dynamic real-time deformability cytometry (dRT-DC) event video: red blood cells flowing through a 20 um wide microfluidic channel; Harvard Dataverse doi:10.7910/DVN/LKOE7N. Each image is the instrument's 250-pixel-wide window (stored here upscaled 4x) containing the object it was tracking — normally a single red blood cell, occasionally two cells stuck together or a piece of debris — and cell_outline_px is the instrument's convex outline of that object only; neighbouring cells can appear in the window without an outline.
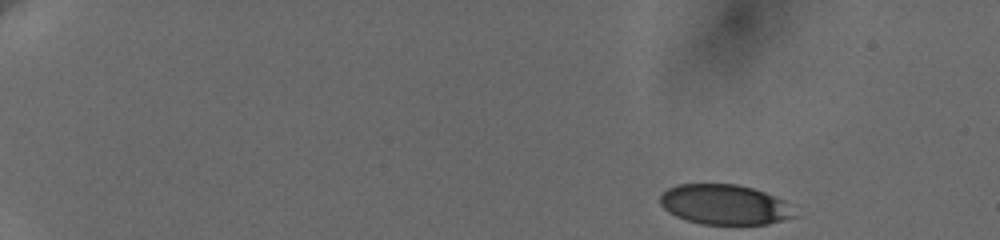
{"species": "human", "species_latin": "Homo sapiens", "temperature_condition": "cold", "stored_images_in_passage": 52, "camera_frame_rate_fps": 3000, "um_per_image_px": 0.085, "donor": {"sex": "female"}, "frame": {"image": 1, "passage_image": 1, "time_ms": 0.0, "image_size_px": [1000, 240], "cell_outline_px": [[800, 216], [768, 224], [700, 224], [676, 216], [664, 208], [660, 204], [660, 196], [668, 188], [680, 184], [736, 184], [752, 188], [776, 196], [796, 204]], "centroid_in_image_um": [61.73, 17.4], "position_along_channel_um": 23.3, "area_um2": 31.96}}
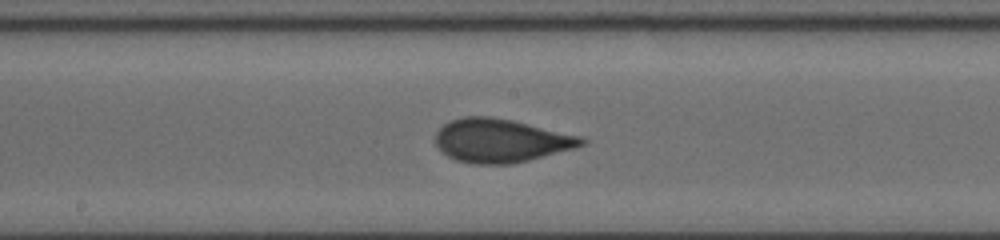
{"frame": {"image": 2, "passage_image": 28, "time_ms": 9.0, "image_size_px": [1000, 240], "cell_outline_px": [[588, 140], [584, 144], [576, 148], [512, 164], [472, 164], [456, 160], [448, 156], [436, 144], [436, 132], [444, 124], [452, 120], [464, 116], [488, 116], [512, 120], [580, 136]], "centroid_in_image_um": [42.58, 11.95], "position_along_channel_um": 205.6, "area_um2": 36.82}}
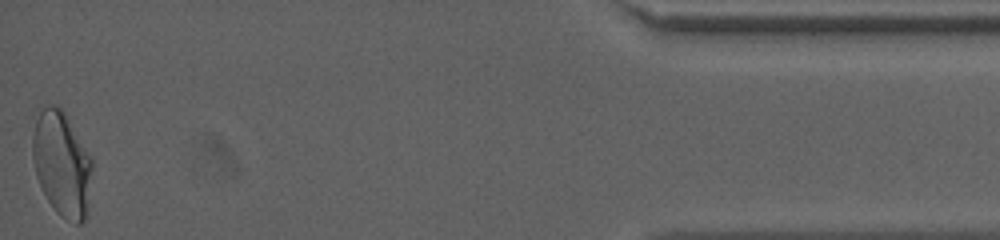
{"frame": {"image": 3, "passage_image": 52, "time_ms": 17.0, "image_size_px": [1000, 240], "cell_outline_px": [[92, 168], [88, 212], [84, 220], [80, 224], [76, 224], [60, 216], [56, 212], [48, 200], [36, 176], [32, 156], [32, 136], [36, 108], [48, 104], [56, 104], [68, 116], [92, 156]], "centroid_in_image_um": [5.25, 13.86], "position_along_channel_um": 429.9, "area_um2": 37.4}, "authors_computed_cell_mechanics": {"area_um2": 35.7493, "velocity_mm_per_s": 3.6342, "shape_relaxation_time_tau1_ms": 6.2517, "shape_relaxation_time_tau2_ms": null, "deformation_change_tau1": 0.1567, "deformation_change_tau2": null}}